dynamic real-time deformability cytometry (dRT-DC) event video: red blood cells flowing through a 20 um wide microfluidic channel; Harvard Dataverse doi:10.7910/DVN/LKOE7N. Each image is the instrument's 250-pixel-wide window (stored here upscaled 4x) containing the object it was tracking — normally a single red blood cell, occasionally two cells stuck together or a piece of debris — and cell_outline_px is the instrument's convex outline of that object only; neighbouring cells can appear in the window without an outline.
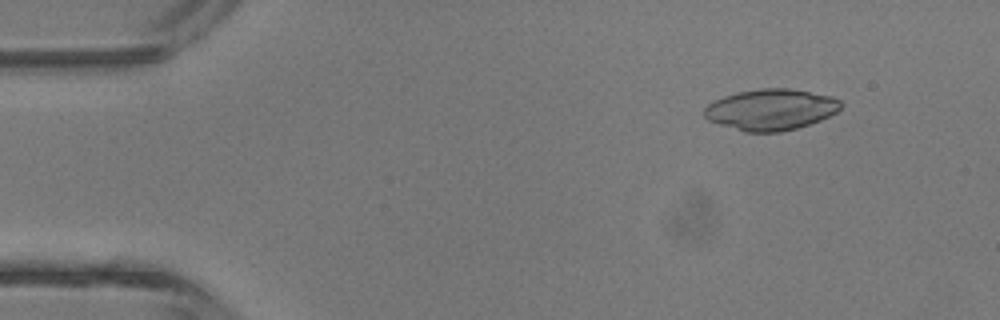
{"species": "common noctule bat (a hibernating species)", "species_latin": "Nyctalus noctula", "temperature_condition": "room temperature", "stored_images_in_passage": 3, "camera_frame_rate_fps": 3000, "um_per_image_px": 0.085, "animal": {"sex": "male", "body_mass_g": 13.3}, "frame": {"image": 1, "passage_image": 1, "time_ms": 0.0, "image_size_px": [1000, 320], "cell_outline_px": [[844, 104], [836, 112], [820, 120], [796, 128], [780, 132], [744, 132], [708, 120], [704, 116], [704, 108], [708, 104], [724, 96], [736, 92], [760, 88], [788, 88], [832, 96], [840, 100]], "centroid_in_image_um": [65.52, 9.31], "position_along_channel_um": 19.5, "area_um2": 32.66}}